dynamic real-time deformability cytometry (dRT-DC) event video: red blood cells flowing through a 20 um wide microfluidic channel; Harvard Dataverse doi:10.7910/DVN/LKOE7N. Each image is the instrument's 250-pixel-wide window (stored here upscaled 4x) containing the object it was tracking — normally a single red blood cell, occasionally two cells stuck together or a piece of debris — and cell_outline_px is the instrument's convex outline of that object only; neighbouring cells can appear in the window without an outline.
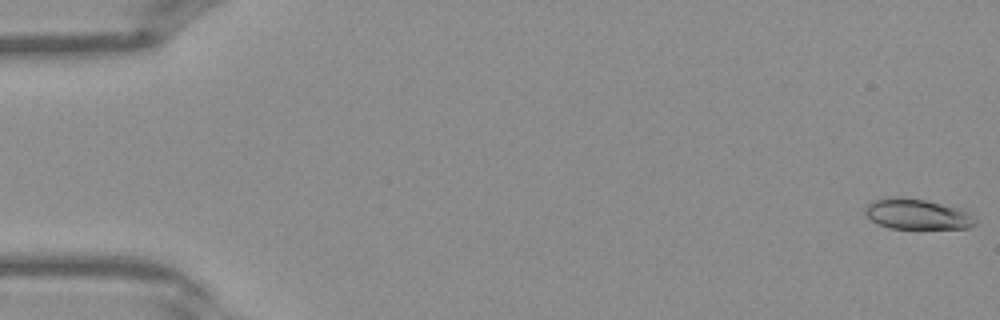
{"species": "Egyptian fruit bat (a non-hibernating species)", "species_latin": "Rousettus aegyptiacus", "temperature_condition": "warm", "stored_images_in_passage": 13, "camera_frame_rate_fps": 3000, "um_per_image_px": 0.085, "frame": {"image": 1, "passage_image": 1, "time_ms": 0.0, "image_size_px": [1000, 320], "cell_outline_px": [[976, 224], [968, 228], [888, 228], [872, 220], [864, 212], [864, 208], [872, 200], [888, 196], [900, 196], [924, 200], [956, 208], [968, 212], [976, 220]], "centroid_in_image_um": [77.9, 18.19], "position_along_channel_um": 7.1, "area_um2": 19.36}}